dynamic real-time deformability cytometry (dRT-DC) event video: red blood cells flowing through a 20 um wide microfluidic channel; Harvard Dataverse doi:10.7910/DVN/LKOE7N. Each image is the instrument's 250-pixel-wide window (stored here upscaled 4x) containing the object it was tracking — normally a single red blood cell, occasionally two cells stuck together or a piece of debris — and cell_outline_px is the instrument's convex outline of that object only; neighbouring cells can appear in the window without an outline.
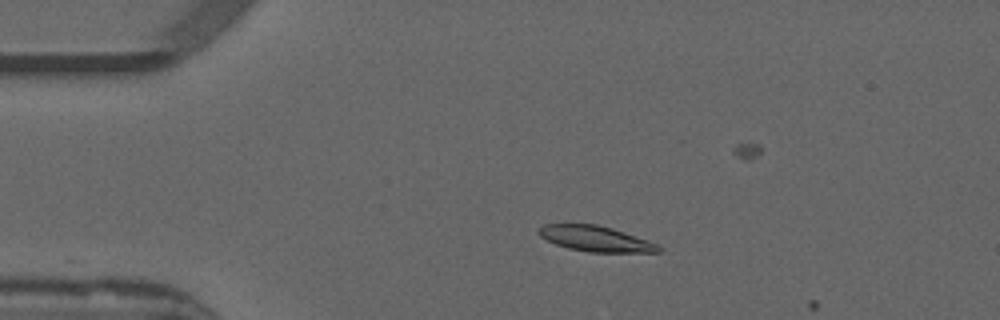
{"species": "common noctule bat (a hibernating species)", "species_latin": "Nyctalus noctula", "temperature_condition": "warm", "stored_images_in_passage": 2, "camera_frame_rate_fps": 3000, "um_per_image_px": 0.085, "animal": {"sex": "male", "forearm_length_mm": 52.5}, "frame": {"image": 1, "passage_image": 1, "time_ms": 0.0, "image_size_px": [1000, 320], "cell_outline_px": [[664, 248], [660, 252], [588, 252], [568, 248], [556, 244], [540, 236], [536, 232], [536, 228], [544, 224], [596, 224], [612, 228], [648, 240]], "centroid_in_image_um": [50.6, 20.29], "position_along_channel_um": 34.4, "area_um2": 17.86}}